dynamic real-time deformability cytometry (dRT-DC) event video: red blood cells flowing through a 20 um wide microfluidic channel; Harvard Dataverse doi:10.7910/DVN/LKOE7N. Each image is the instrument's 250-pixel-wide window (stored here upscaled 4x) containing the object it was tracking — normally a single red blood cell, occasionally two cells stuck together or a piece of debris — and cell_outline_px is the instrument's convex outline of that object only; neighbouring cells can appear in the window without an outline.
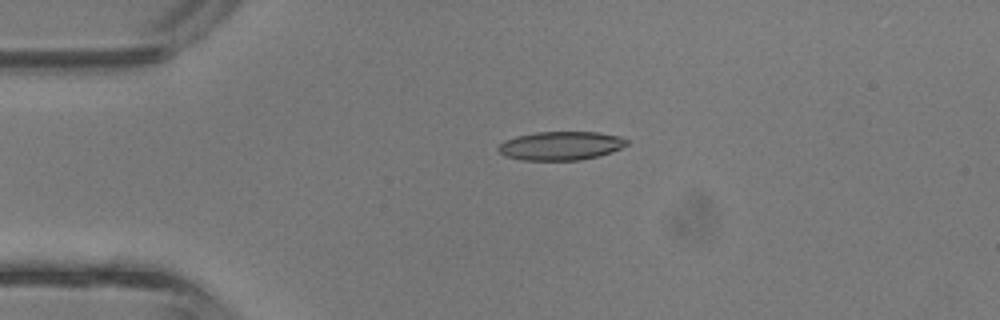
{"species": "common noctule bat (a hibernating species)", "species_latin": "Nyctalus noctula", "temperature_condition": "room temperature", "stored_images_in_passage": 3, "camera_frame_rate_fps": 3000, "um_per_image_px": 0.085, "animal": {"sex": "male", "body_mass_g": 13.3}, "frame": {"image": 1, "passage_image": 3, "time_ms": 0.667, "image_size_px": [1000, 320], "cell_outline_px": [[628, 144], [612, 152], [600, 156], [580, 160], [520, 160], [504, 156], [496, 148], [504, 140], [516, 136], [536, 132], [596, 132], [620, 136], [628, 140]], "centroid_in_image_um": [47.65, 12.39], "position_along_channel_um": 37.3, "area_um2": 21.62}}